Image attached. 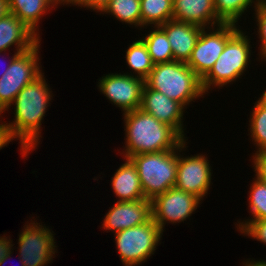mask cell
<instances>
[{"label":"cell","instance_id":"obj_30","mask_svg":"<svg viewBox=\"0 0 266 266\" xmlns=\"http://www.w3.org/2000/svg\"><path fill=\"white\" fill-rule=\"evenodd\" d=\"M252 167L254 168L255 177L266 183V151L253 153Z\"/></svg>","mask_w":266,"mask_h":266},{"label":"cell","instance_id":"obj_28","mask_svg":"<svg viewBox=\"0 0 266 266\" xmlns=\"http://www.w3.org/2000/svg\"><path fill=\"white\" fill-rule=\"evenodd\" d=\"M255 13V21L257 23V35H258V43L260 42V47H258V54L260 57L258 58L262 62H266V4H258L255 9H253ZM261 58V59H260Z\"/></svg>","mask_w":266,"mask_h":266},{"label":"cell","instance_id":"obj_17","mask_svg":"<svg viewBox=\"0 0 266 266\" xmlns=\"http://www.w3.org/2000/svg\"><path fill=\"white\" fill-rule=\"evenodd\" d=\"M124 162L113 174L110 185L117 201H134L146 199L140 183L136 165L130 158Z\"/></svg>","mask_w":266,"mask_h":266},{"label":"cell","instance_id":"obj_1","mask_svg":"<svg viewBox=\"0 0 266 266\" xmlns=\"http://www.w3.org/2000/svg\"><path fill=\"white\" fill-rule=\"evenodd\" d=\"M45 78L42 72L17 94L11 104L14 105L13 121H3L10 138L19 140L23 158L38 147L42 138V120L54 96Z\"/></svg>","mask_w":266,"mask_h":266},{"label":"cell","instance_id":"obj_23","mask_svg":"<svg viewBox=\"0 0 266 266\" xmlns=\"http://www.w3.org/2000/svg\"><path fill=\"white\" fill-rule=\"evenodd\" d=\"M154 28V29H153ZM153 31L141 38L147 46L154 64L174 61L173 52L165 31L160 26H153Z\"/></svg>","mask_w":266,"mask_h":266},{"label":"cell","instance_id":"obj_3","mask_svg":"<svg viewBox=\"0 0 266 266\" xmlns=\"http://www.w3.org/2000/svg\"><path fill=\"white\" fill-rule=\"evenodd\" d=\"M145 84L168 98L187 106L206 95L202 79L185 62L170 61L154 64Z\"/></svg>","mask_w":266,"mask_h":266},{"label":"cell","instance_id":"obj_38","mask_svg":"<svg viewBox=\"0 0 266 266\" xmlns=\"http://www.w3.org/2000/svg\"><path fill=\"white\" fill-rule=\"evenodd\" d=\"M61 4H63V6L66 5H70L74 0H58Z\"/></svg>","mask_w":266,"mask_h":266},{"label":"cell","instance_id":"obj_26","mask_svg":"<svg viewBox=\"0 0 266 266\" xmlns=\"http://www.w3.org/2000/svg\"><path fill=\"white\" fill-rule=\"evenodd\" d=\"M256 8L257 0H214V7L217 17L223 23H234L238 25L239 19L247 9Z\"/></svg>","mask_w":266,"mask_h":266},{"label":"cell","instance_id":"obj_8","mask_svg":"<svg viewBox=\"0 0 266 266\" xmlns=\"http://www.w3.org/2000/svg\"><path fill=\"white\" fill-rule=\"evenodd\" d=\"M239 29V26L234 23H223L215 27L203 28L187 65L203 79L213 68L227 41Z\"/></svg>","mask_w":266,"mask_h":266},{"label":"cell","instance_id":"obj_18","mask_svg":"<svg viewBox=\"0 0 266 266\" xmlns=\"http://www.w3.org/2000/svg\"><path fill=\"white\" fill-rule=\"evenodd\" d=\"M9 12L17 16L40 39L39 22L62 4L58 0H8Z\"/></svg>","mask_w":266,"mask_h":266},{"label":"cell","instance_id":"obj_16","mask_svg":"<svg viewBox=\"0 0 266 266\" xmlns=\"http://www.w3.org/2000/svg\"><path fill=\"white\" fill-rule=\"evenodd\" d=\"M172 19L203 28L223 24L216 15L214 0H173Z\"/></svg>","mask_w":266,"mask_h":266},{"label":"cell","instance_id":"obj_11","mask_svg":"<svg viewBox=\"0 0 266 266\" xmlns=\"http://www.w3.org/2000/svg\"><path fill=\"white\" fill-rule=\"evenodd\" d=\"M100 93L122 113L140 109L145 80L126 73H109L97 82Z\"/></svg>","mask_w":266,"mask_h":266},{"label":"cell","instance_id":"obj_27","mask_svg":"<svg viewBox=\"0 0 266 266\" xmlns=\"http://www.w3.org/2000/svg\"><path fill=\"white\" fill-rule=\"evenodd\" d=\"M33 80H13L0 78V116L11 110L17 94Z\"/></svg>","mask_w":266,"mask_h":266},{"label":"cell","instance_id":"obj_4","mask_svg":"<svg viewBox=\"0 0 266 266\" xmlns=\"http://www.w3.org/2000/svg\"><path fill=\"white\" fill-rule=\"evenodd\" d=\"M246 32L238 30L226 43L223 52L210 72L202 79V87L208 95L212 88L220 89L242 78L251 64L252 47Z\"/></svg>","mask_w":266,"mask_h":266},{"label":"cell","instance_id":"obj_6","mask_svg":"<svg viewBox=\"0 0 266 266\" xmlns=\"http://www.w3.org/2000/svg\"><path fill=\"white\" fill-rule=\"evenodd\" d=\"M115 244L124 266H137L145 263L152 255L163 235L160 227L151 218L136 227L114 233Z\"/></svg>","mask_w":266,"mask_h":266},{"label":"cell","instance_id":"obj_14","mask_svg":"<svg viewBox=\"0 0 266 266\" xmlns=\"http://www.w3.org/2000/svg\"><path fill=\"white\" fill-rule=\"evenodd\" d=\"M160 27L168 37L174 60L187 63L203 27L173 19Z\"/></svg>","mask_w":266,"mask_h":266},{"label":"cell","instance_id":"obj_10","mask_svg":"<svg viewBox=\"0 0 266 266\" xmlns=\"http://www.w3.org/2000/svg\"><path fill=\"white\" fill-rule=\"evenodd\" d=\"M201 203L197 196L173 187L151 200L152 219L164 232L168 223H184Z\"/></svg>","mask_w":266,"mask_h":266},{"label":"cell","instance_id":"obj_2","mask_svg":"<svg viewBox=\"0 0 266 266\" xmlns=\"http://www.w3.org/2000/svg\"><path fill=\"white\" fill-rule=\"evenodd\" d=\"M124 119L123 157L144 153H157L176 149L184 139L169 125L157 120L141 109L122 114Z\"/></svg>","mask_w":266,"mask_h":266},{"label":"cell","instance_id":"obj_19","mask_svg":"<svg viewBox=\"0 0 266 266\" xmlns=\"http://www.w3.org/2000/svg\"><path fill=\"white\" fill-rule=\"evenodd\" d=\"M41 40L31 49L19 53L10 63L4 79L34 80L43 71L40 60Z\"/></svg>","mask_w":266,"mask_h":266},{"label":"cell","instance_id":"obj_25","mask_svg":"<svg viewBox=\"0 0 266 266\" xmlns=\"http://www.w3.org/2000/svg\"><path fill=\"white\" fill-rule=\"evenodd\" d=\"M249 119V135L257 147L255 153L266 151V101L259 97L251 109Z\"/></svg>","mask_w":266,"mask_h":266},{"label":"cell","instance_id":"obj_40","mask_svg":"<svg viewBox=\"0 0 266 266\" xmlns=\"http://www.w3.org/2000/svg\"><path fill=\"white\" fill-rule=\"evenodd\" d=\"M258 4H266V0H257Z\"/></svg>","mask_w":266,"mask_h":266},{"label":"cell","instance_id":"obj_29","mask_svg":"<svg viewBox=\"0 0 266 266\" xmlns=\"http://www.w3.org/2000/svg\"><path fill=\"white\" fill-rule=\"evenodd\" d=\"M240 234L266 245V219L252 220L240 231Z\"/></svg>","mask_w":266,"mask_h":266},{"label":"cell","instance_id":"obj_34","mask_svg":"<svg viewBox=\"0 0 266 266\" xmlns=\"http://www.w3.org/2000/svg\"><path fill=\"white\" fill-rule=\"evenodd\" d=\"M9 13L8 0H0V19Z\"/></svg>","mask_w":266,"mask_h":266},{"label":"cell","instance_id":"obj_31","mask_svg":"<svg viewBox=\"0 0 266 266\" xmlns=\"http://www.w3.org/2000/svg\"><path fill=\"white\" fill-rule=\"evenodd\" d=\"M110 2L111 0H74L70 6H80V9L84 7L96 13H101Z\"/></svg>","mask_w":266,"mask_h":266},{"label":"cell","instance_id":"obj_21","mask_svg":"<svg viewBox=\"0 0 266 266\" xmlns=\"http://www.w3.org/2000/svg\"><path fill=\"white\" fill-rule=\"evenodd\" d=\"M141 29L160 26L172 19L173 0H140Z\"/></svg>","mask_w":266,"mask_h":266},{"label":"cell","instance_id":"obj_7","mask_svg":"<svg viewBox=\"0 0 266 266\" xmlns=\"http://www.w3.org/2000/svg\"><path fill=\"white\" fill-rule=\"evenodd\" d=\"M25 224L17 243L21 266H47L58 253L54 232L35 219Z\"/></svg>","mask_w":266,"mask_h":266},{"label":"cell","instance_id":"obj_9","mask_svg":"<svg viewBox=\"0 0 266 266\" xmlns=\"http://www.w3.org/2000/svg\"><path fill=\"white\" fill-rule=\"evenodd\" d=\"M186 141L177 147V179L174 187L191 193L203 201L213 184L212 166L206 154L181 155V152L186 151L188 144Z\"/></svg>","mask_w":266,"mask_h":266},{"label":"cell","instance_id":"obj_36","mask_svg":"<svg viewBox=\"0 0 266 266\" xmlns=\"http://www.w3.org/2000/svg\"><path fill=\"white\" fill-rule=\"evenodd\" d=\"M3 52H0V56H1V54H2ZM19 53H15L14 52V54L12 55V57H10V59L8 60L9 62L7 63V66L5 65V69H3V71L2 72H0V78L6 73V71H7V69H8V67H9V65H10V63H11V61L18 55ZM4 60V59H3Z\"/></svg>","mask_w":266,"mask_h":266},{"label":"cell","instance_id":"obj_24","mask_svg":"<svg viewBox=\"0 0 266 266\" xmlns=\"http://www.w3.org/2000/svg\"><path fill=\"white\" fill-rule=\"evenodd\" d=\"M250 185L247 201H249L248 210L252 217L242 220L243 222L237 220L235 226L239 232L252 220L266 219V183L254 176L252 184Z\"/></svg>","mask_w":266,"mask_h":266},{"label":"cell","instance_id":"obj_32","mask_svg":"<svg viewBox=\"0 0 266 266\" xmlns=\"http://www.w3.org/2000/svg\"><path fill=\"white\" fill-rule=\"evenodd\" d=\"M10 236H0V261L13 250V240Z\"/></svg>","mask_w":266,"mask_h":266},{"label":"cell","instance_id":"obj_12","mask_svg":"<svg viewBox=\"0 0 266 266\" xmlns=\"http://www.w3.org/2000/svg\"><path fill=\"white\" fill-rule=\"evenodd\" d=\"M140 109L160 122L171 126L184 140L183 115L185 108L177 101L168 98L163 93L150 89L146 84L142 92Z\"/></svg>","mask_w":266,"mask_h":266},{"label":"cell","instance_id":"obj_15","mask_svg":"<svg viewBox=\"0 0 266 266\" xmlns=\"http://www.w3.org/2000/svg\"><path fill=\"white\" fill-rule=\"evenodd\" d=\"M41 39L31 31L17 16L8 13L0 19V52L15 47V53L25 52Z\"/></svg>","mask_w":266,"mask_h":266},{"label":"cell","instance_id":"obj_13","mask_svg":"<svg viewBox=\"0 0 266 266\" xmlns=\"http://www.w3.org/2000/svg\"><path fill=\"white\" fill-rule=\"evenodd\" d=\"M103 218L102 229L113 233L139 226L152 218L151 200L117 201Z\"/></svg>","mask_w":266,"mask_h":266},{"label":"cell","instance_id":"obj_37","mask_svg":"<svg viewBox=\"0 0 266 266\" xmlns=\"http://www.w3.org/2000/svg\"><path fill=\"white\" fill-rule=\"evenodd\" d=\"M12 253H13V250L0 261V266H3L8 261V259L12 258L11 257Z\"/></svg>","mask_w":266,"mask_h":266},{"label":"cell","instance_id":"obj_5","mask_svg":"<svg viewBox=\"0 0 266 266\" xmlns=\"http://www.w3.org/2000/svg\"><path fill=\"white\" fill-rule=\"evenodd\" d=\"M136 165L143 194L152 200L173 188L177 179V148L129 157Z\"/></svg>","mask_w":266,"mask_h":266},{"label":"cell","instance_id":"obj_35","mask_svg":"<svg viewBox=\"0 0 266 266\" xmlns=\"http://www.w3.org/2000/svg\"><path fill=\"white\" fill-rule=\"evenodd\" d=\"M243 266H266V260H256L254 261L253 259L252 260H245L243 262Z\"/></svg>","mask_w":266,"mask_h":266},{"label":"cell","instance_id":"obj_22","mask_svg":"<svg viewBox=\"0 0 266 266\" xmlns=\"http://www.w3.org/2000/svg\"><path fill=\"white\" fill-rule=\"evenodd\" d=\"M100 14L114 16L122 23L132 25L141 30V2L140 0H111Z\"/></svg>","mask_w":266,"mask_h":266},{"label":"cell","instance_id":"obj_20","mask_svg":"<svg viewBox=\"0 0 266 266\" xmlns=\"http://www.w3.org/2000/svg\"><path fill=\"white\" fill-rule=\"evenodd\" d=\"M125 52L127 66L133 72L130 71L126 74L146 80L154 67V63L141 37L135 42L133 41Z\"/></svg>","mask_w":266,"mask_h":266},{"label":"cell","instance_id":"obj_39","mask_svg":"<svg viewBox=\"0 0 266 266\" xmlns=\"http://www.w3.org/2000/svg\"><path fill=\"white\" fill-rule=\"evenodd\" d=\"M261 98H263L266 101V88L265 90L262 92V95H260Z\"/></svg>","mask_w":266,"mask_h":266},{"label":"cell","instance_id":"obj_33","mask_svg":"<svg viewBox=\"0 0 266 266\" xmlns=\"http://www.w3.org/2000/svg\"><path fill=\"white\" fill-rule=\"evenodd\" d=\"M2 117V116H0ZM1 119V118H0ZM13 140L10 138L9 133L4 126V122L0 120V150L5 146L7 147Z\"/></svg>","mask_w":266,"mask_h":266}]
</instances>
